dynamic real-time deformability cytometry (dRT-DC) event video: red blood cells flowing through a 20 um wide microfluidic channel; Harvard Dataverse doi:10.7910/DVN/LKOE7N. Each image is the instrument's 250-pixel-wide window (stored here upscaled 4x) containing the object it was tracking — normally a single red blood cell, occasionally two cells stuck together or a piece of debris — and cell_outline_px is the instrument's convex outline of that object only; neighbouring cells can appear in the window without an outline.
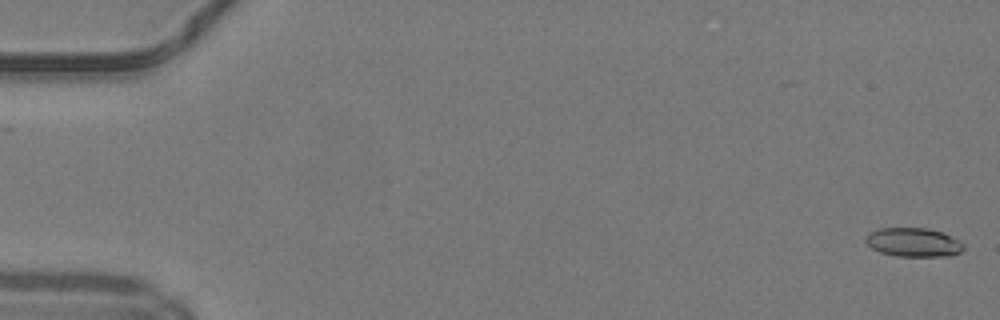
{"species": "common noctule bat (a hibernating species)", "species_latin": "Nyctalus noctula", "temperature_condition": "warm", "stored_images_in_passage": 49, "camera_frame_rate_fps": 3000, "um_per_image_px": 0.085, "animal": {"sex": "male", "body_mass_g": 19.2, "forearm_length_mm": 51.8}, "frame": {"image": 1, "passage_image": 1, "time_ms": 0.0, "image_size_px": [1000, 320], "cell_outline_px": [[964, 248], [960, 252], [952, 256], [896, 256], [880, 252], [872, 248], [864, 240], [868, 232], [880, 228], [928, 228], [944, 232], [964, 244]], "centroid_in_image_um": [77.64, 20.59], "position_along_channel_um": 7.4, "area_um2": 16.59}}
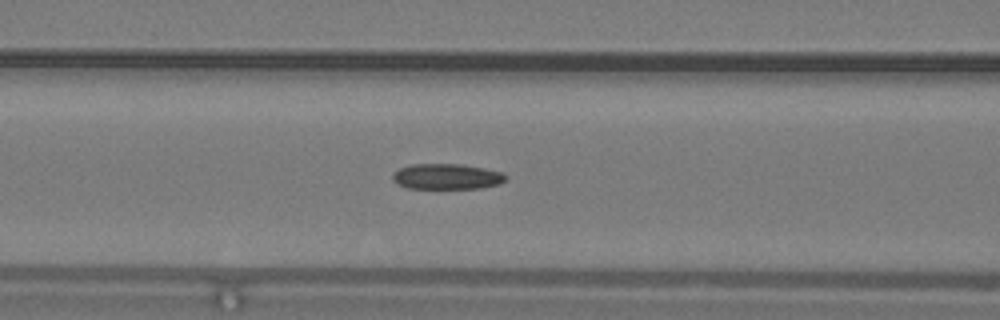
{"frame": {"image": 2, "passage_image": 21, "time_ms": 6.667, "image_size_px": [1000, 320], "cell_outline_px": [[508, 176], [500, 184], [480, 188], [408, 188], [396, 184], [392, 180], [392, 172], [400, 168], [412, 164], [460, 164], [484, 168], [500, 172]], "centroid_in_image_um": [37.93, 15.0], "position_along_channel_um": 128.7, "area_um2": 16.88}}
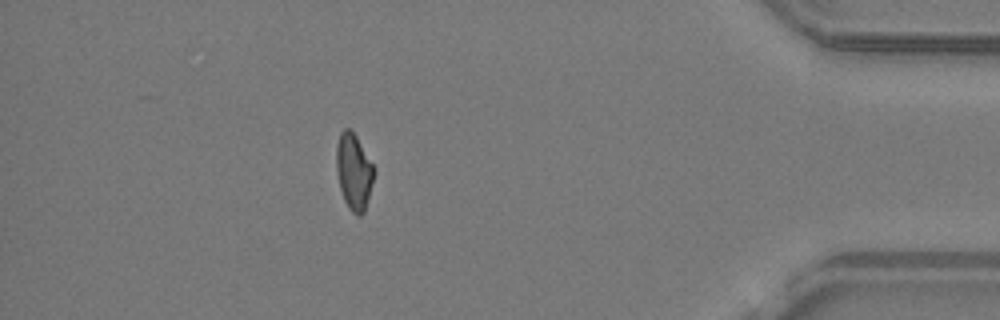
{"frame": {"image": 3, "passage_image": 44, "time_ms": 14.333, "image_size_px": [1000, 320], "cell_outline_px": [[372, 180], [368, 200], [364, 212], [360, 216], [356, 216], [348, 208], [344, 200], [340, 188], [336, 172], [336, 144], [340, 132], [344, 128], [348, 128], [356, 136], [372, 164]], "centroid_in_image_um": [30.03, 14.6], "position_along_channel_um": 405.2, "area_um2": 16.42}, "authors_computed_cell_mechanics": {"area_um2": 16.9354, "velocity_mm_per_s": 4.2205, "shape_relaxation_time_tau1_ms": null, "shape_relaxation_time_tau2_ms": 5.2224, "deformation_change_tau1": null, "deformation_change_tau2": 0.1395}}